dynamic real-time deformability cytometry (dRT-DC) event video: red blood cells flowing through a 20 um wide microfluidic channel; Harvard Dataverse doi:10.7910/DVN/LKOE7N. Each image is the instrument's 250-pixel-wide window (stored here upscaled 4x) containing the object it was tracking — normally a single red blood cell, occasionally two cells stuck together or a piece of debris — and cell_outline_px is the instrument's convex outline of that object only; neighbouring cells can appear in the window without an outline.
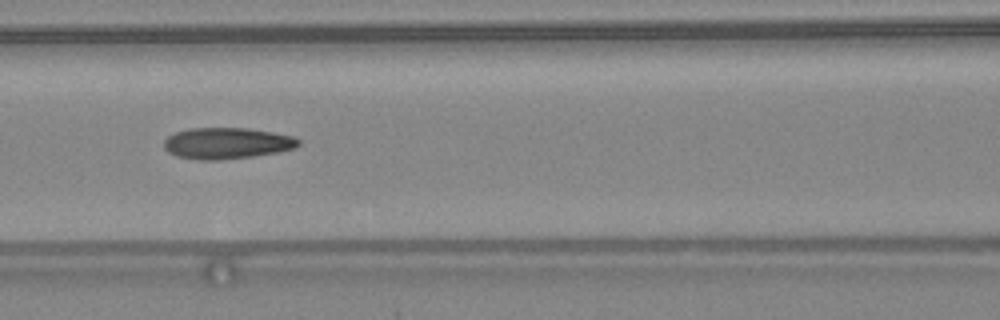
{"species": "common noctule bat (a hibernating species)", "species_latin": "Nyctalus noctula", "temperature_condition": "warm", "stored_images_in_passage": 23, "camera_frame_rate_fps": 3000, "um_per_image_px": 0.085, "animal": {"sex": "female", "body_mass_g": 24.6, "forearm_length_mm": 56.2}, "frame": {"image": 1, "passage_image": 10, "time_ms": 3.0, "image_size_px": [1000, 320], "cell_outline_px": [[300, 144], [296, 148], [276, 152], [252, 156], [216, 160], [200, 160], [176, 156], [168, 152], [164, 148], [164, 140], [168, 136], [176, 132], [188, 128], [248, 128], [272, 132], [292, 136], [300, 140]], "centroid_in_image_um": [19.26, 12.17], "position_along_channel_um": 147.3, "area_um2": 24.45}}
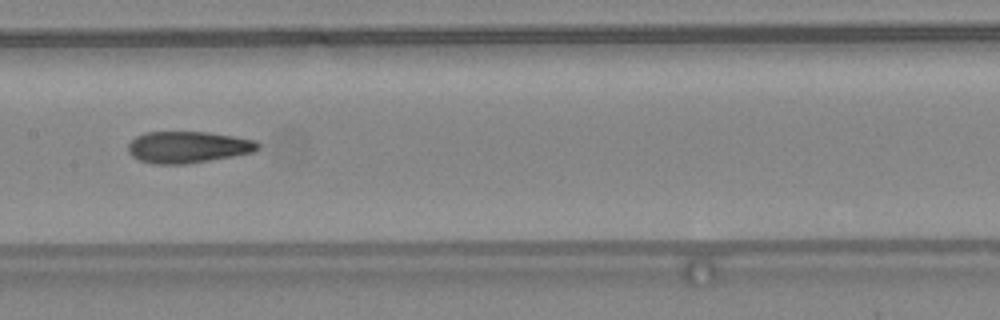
{"frame": {"image": 2, "passage_image": 13, "time_ms": 4.0, "image_size_px": [1000, 320], "cell_outline_px": [[260, 148], [252, 152], [232, 156], [188, 164], [152, 164], [140, 160], [132, 156], [128, 152], [128, 144], [136, 136], [144, 132], [208, 132], [256, 140], [260, 144]], "centroid_in_image_um": [15.96, 12.5], "position_along_channel_um": 191.4, "area_um2": 23.93}}